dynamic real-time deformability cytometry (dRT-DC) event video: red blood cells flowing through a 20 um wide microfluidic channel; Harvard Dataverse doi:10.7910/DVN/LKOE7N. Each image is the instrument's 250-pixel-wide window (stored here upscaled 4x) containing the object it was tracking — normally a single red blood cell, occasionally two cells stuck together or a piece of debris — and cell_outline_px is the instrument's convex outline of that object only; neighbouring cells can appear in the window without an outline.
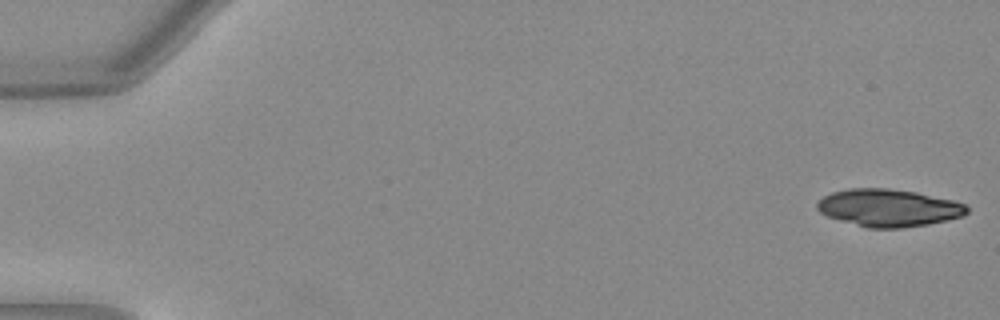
{"species": "Egyptian fruit bat (a non-hibernating species)", "species_latin": "Rousettus aegyptiacus", "temperature_condition": "warm", "stored_images_in_passage": 26, "camera_frame_rate_fps": 3000, "um_per_image_px": 0.085, "animal": {"sex": "female"}, "frame": {"image": 1, "passage_image": 1, "time_ms": 0.0, "image_size_px": [1000, 320], "cell_outline_px": [[968, 212], [960, 216], [928, 224], [900, 228], [868, 228], [840, 220], [828, 216], [820, 212], [816, 208], [816, 204], [824, 196], [832, 192], [848, 188], [888, 188], [916, 192], [952, 200], [964, 204], [968, 208]], "centroid_in_image_um": [75.49, 17.66], "position_along_channel_um": 9.5, "area_um2": 32.37}}